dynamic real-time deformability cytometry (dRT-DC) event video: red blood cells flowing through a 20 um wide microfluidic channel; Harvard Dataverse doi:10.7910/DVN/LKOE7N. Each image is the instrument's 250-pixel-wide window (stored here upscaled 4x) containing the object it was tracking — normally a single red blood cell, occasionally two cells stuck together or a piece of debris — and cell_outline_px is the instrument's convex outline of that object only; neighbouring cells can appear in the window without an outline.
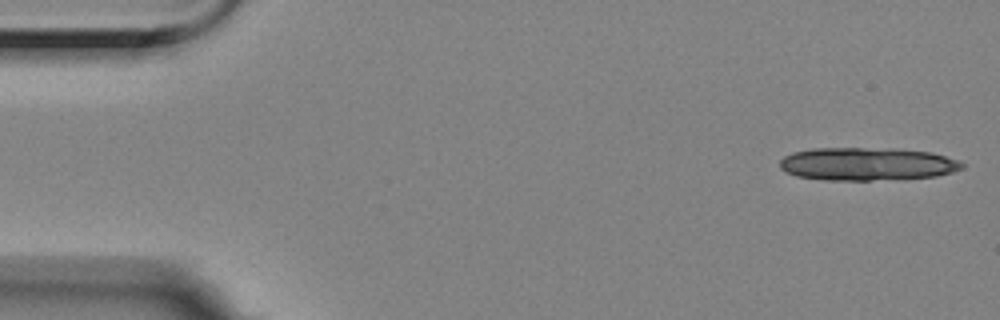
{"species": "Egyptian fruit bat (a non-hibernating species)", "species_latin": "Rousettus aegyptiacus", "temperature_condition": "room temperature", "stored_images_in_passage": 14, "camera_frame_rate_fps": 3000, "um_per_image_px": 0.085, "animal": {"sex": "female"}, "frame": {"image": 1, "passage_image": 1, "time_ms": 0.0, "image_size_px": [1000, 320], "cell_outline_px": [[964, 168], [952, 172], [936, 176], [872, 180], [824, 180], [796, 176], [784, 172], [780, 168], [780, 160], [784, 156], [792, 152], [812, 148], [892, 148], [932, 152], [956, 160], [964, 164]], "centroid_in_image_um": [73.65, 13.93], "position_along_channel_um": 11.3, "area_um2": 35.14}}